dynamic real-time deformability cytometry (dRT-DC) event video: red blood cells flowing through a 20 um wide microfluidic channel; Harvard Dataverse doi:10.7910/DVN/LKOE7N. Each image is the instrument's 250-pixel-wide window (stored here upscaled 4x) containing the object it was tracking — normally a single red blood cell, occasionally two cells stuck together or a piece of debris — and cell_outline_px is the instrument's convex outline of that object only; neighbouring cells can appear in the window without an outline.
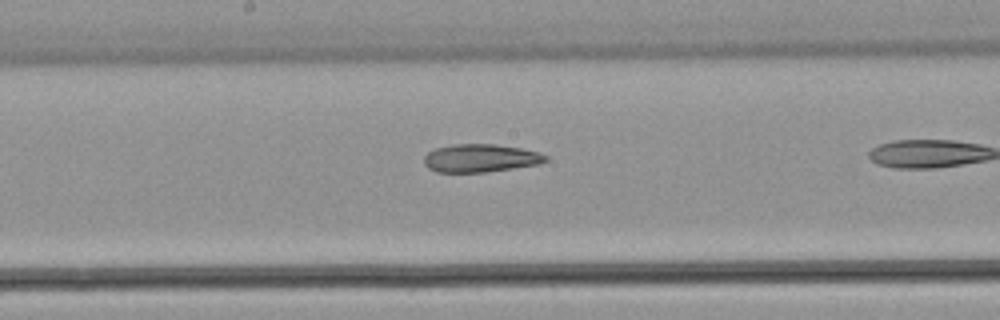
{"species": "common noctule bat (a hibernating species)", "species_latin": "Nyctalus noctula", "temperature_condition": "warm", "stored_images_in_passage": 24, "camera_frame_rate_fps": 3000, "um_per_image_px": 0.085, "animal": {"sex": "male", "body_mass_g": 21.5, "forearm_length_mm": 52.0}, "frame": {"image": 1, "passage_image": 8, "time_ms": 2.333, "image_size_px": [1000, 320], "cell_outline_px": [[548, 160], [540, 164], [484, 172], [436, 172], [428, 168], [424, 164], [424, 156], [428, 152], [436, 148], [452, 144], [496, 144], [520, 148], [540, 152], [548, 156]], "centroid_in_image_um": [40.84, 13.44], "position_along_channel_um": 207.4, "area_um2": 19.94}}
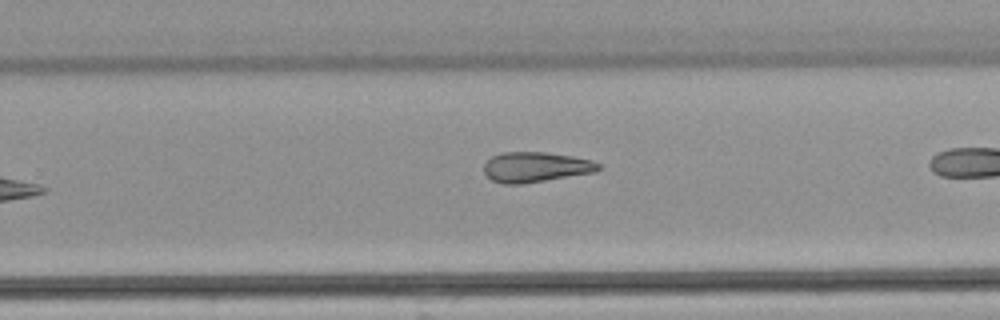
{"frame": {"image": 2, "passage_image": 14, "time_ms": 4.333, "image_size_px": [1000, 320], "cell_outline_px": [[600, 168], [596, 172], [520, 184], [504, 184], [492, 180], [484, 172], [484, 164], [492, 156], [500, 152], [544, 152], [572, 156], [592, 160], [600, 164]], "centroid_in_image_um": [45.53, 14.19], "position_along_channel_um": 284.3, "area_um2": 20.06}}
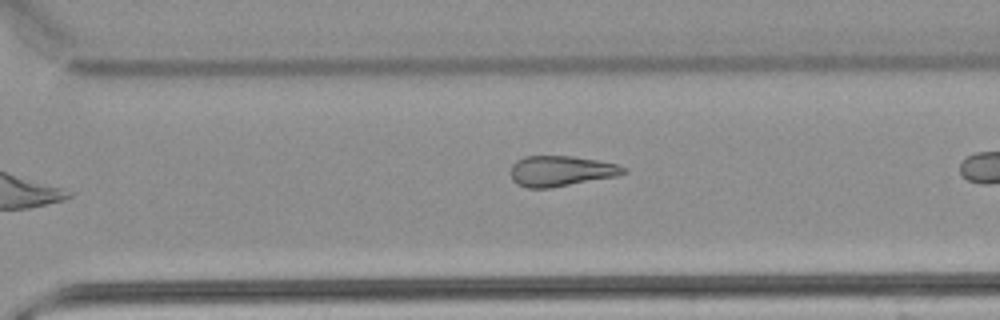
{"frame": {"image": 3, "passage_image": 17, "time_ms": 5.333, "image_size_px": [1000, 320], "cell_outline_px": [[628, 172], [616, 176], [548, 188], [528, 188], [516, 184], [512, 180], [508, 172], [512, 164], [516, 160], [524, 156], [572, 156], [596, 160], [616, 164], [624, 168]], "centroid_in_image_um": [47.59, 14.53], "position_along_channel_um": 323.0, "area_um2": 20.06}, "authors_computed_cell_mechanics": {"area_um2": 20.2589, "velocity_mm_per_s": 3.8557, "shape_relaxation_time_tau1_ms": 2.2737, "shape_relaxation_time_tau2_ms": 2.2522, "deformation_change_tau1": 0.1195, "deformation_change_tau2": 0.1246}}